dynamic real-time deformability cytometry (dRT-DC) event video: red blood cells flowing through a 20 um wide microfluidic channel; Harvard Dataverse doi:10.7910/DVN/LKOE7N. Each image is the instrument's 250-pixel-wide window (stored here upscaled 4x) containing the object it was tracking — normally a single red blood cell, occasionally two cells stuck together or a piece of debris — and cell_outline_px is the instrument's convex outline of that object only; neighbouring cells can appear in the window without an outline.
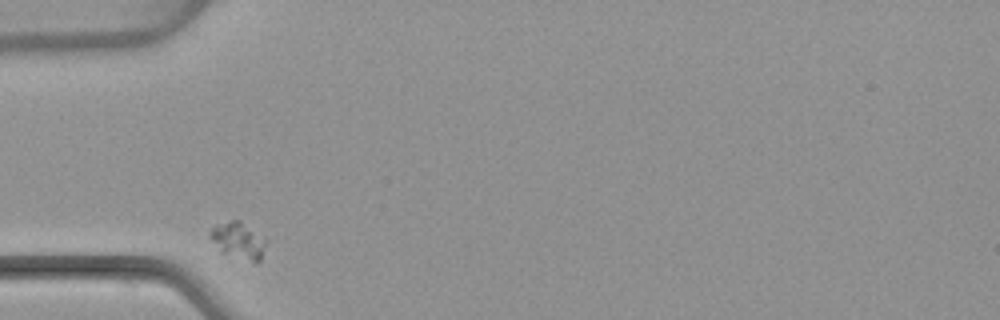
{"species": "common noctule bat (a hibernating species)", "species_latin": "Nyctalus noctula", "temperature_condition": "warm", "stored_images_in_passage": 2, "camera_frame_rate_fps": 3000, "um_per_image_px": 0.085, "animal": {"sex": "female", "body_mass_g": 22.7, "forearm_length_mm": 54.2}, "frame": {"image": 1, "passage_image": 1, "time_ms": 0.0, "image_size_px": [1000, 320], "cell_outline_px": [[268, 240], [260, 260], [252, 260], [220, 252], [208, 236], [208, 232], [212, 228], [232, 220], [240, 220]], "centroid_in_image_um": [20.25, 20.41], "position_along_channel_um": 64.7, "area_um2": 11.56}}